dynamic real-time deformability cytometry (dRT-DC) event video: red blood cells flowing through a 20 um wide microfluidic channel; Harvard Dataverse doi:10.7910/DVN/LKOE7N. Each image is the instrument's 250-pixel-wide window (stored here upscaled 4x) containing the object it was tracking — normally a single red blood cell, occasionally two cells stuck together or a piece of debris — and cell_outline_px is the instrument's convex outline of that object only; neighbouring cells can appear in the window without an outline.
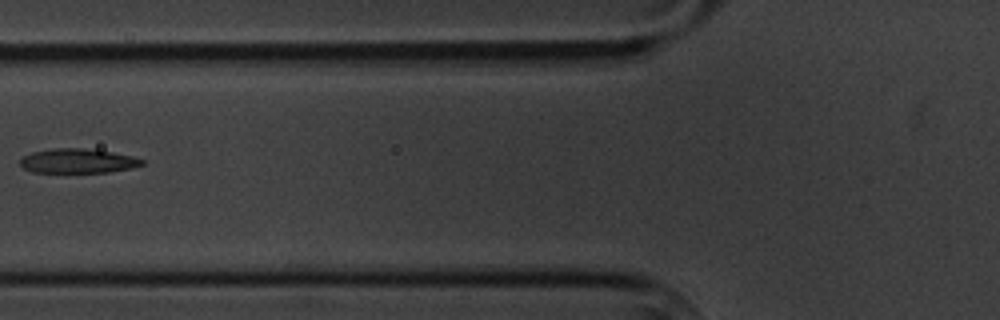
{"species": "common noctule bat (a hibernating species)", "species_latin": "Nyctalus noctula", "temperature_condition": "cold", "stored_images_in_passage": 8, "camera_frame_rate_fps": 3000, "um_per_image_px": 0.085, "animal": {"sex": "male", "body_mass_g": 20.1, "forearm_length_mm": 53.5}, "frame": {"image": 1, "passage_image": 6, "time_ms": 6.667, "image_size_px": [1000, 320], "cell_outline_px": [[144, 164], [132, 168], [108, 172], [32, 172], [24, 168], [20, 164], [20, 160], [24, 156], [32, 152], [56, 148], [84, 148], [112, 152], [132, 156], [144, 160]], "centroid_in_image_um": [6.63, 13.68], "position_along_channel_um": 119.2, "area_um2": 17.22}}
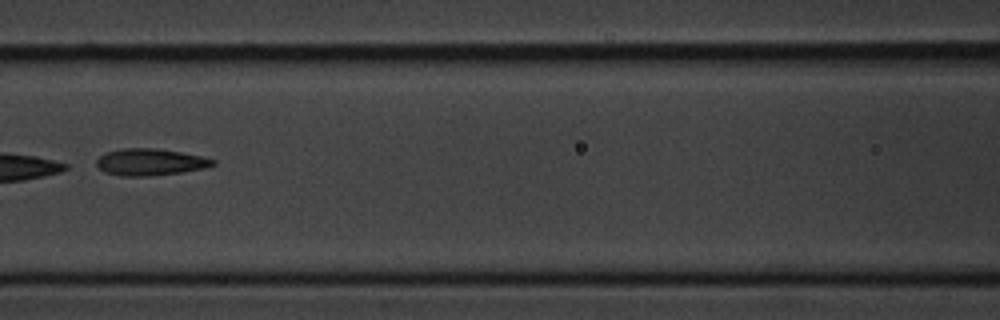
{"frame": {"image": 2, "passage_image": 7, "time_ms": 7.667, "image_size_px": [1000, 320], "cell_outline_px": [[216, 164], [204, 168], [180, 172], [148, 176], [120, 176], [104, 172], [96, 164], [96, 160], [100, 156], [108, 152], [124, 148], [156, 148], [180, 152], [200, 156], [216, 160]], "centroid_in_image_um": [12.75, 13.78], "position_along_channel_um": 153.8, "area_um2": 17.98}}
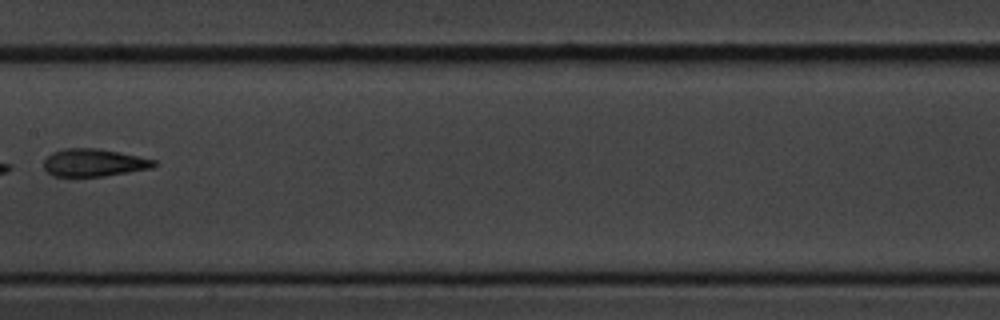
{"frame": {"image": 3, "passage_image": 8, "time_ms": 9.0, "image_size_px": [1000, 320], "cell_outline_px": [[156, 164], [152, 168], [104, 176], [52, 176], [44, 168], [44, 160], [52, 152], [64, 148], [96, 148], [120, 152], [156, 160]], "centroid_in_image_um": [7.97, 13.82], "position_along_channel_um": 199.4, "area_um2": 17.69}}